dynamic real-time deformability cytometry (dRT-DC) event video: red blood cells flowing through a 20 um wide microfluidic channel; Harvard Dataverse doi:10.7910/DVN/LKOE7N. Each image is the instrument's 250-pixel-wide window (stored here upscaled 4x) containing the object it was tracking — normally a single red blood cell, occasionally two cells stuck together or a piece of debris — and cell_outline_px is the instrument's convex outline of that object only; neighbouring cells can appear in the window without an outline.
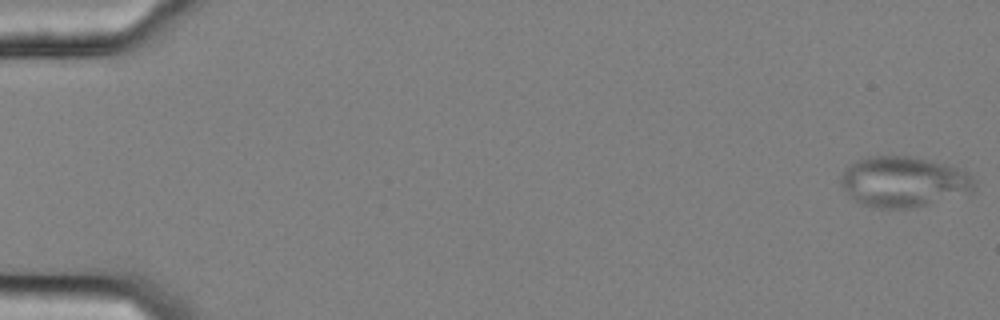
{"species": "common noctule bat (a hibernating species)", "species_latin": "Nyctalus noctula", "temperature_condition": "cold", "stored_images_in_passage": 57, "camera_frame_rate_fps": 3000, "um_per_image_px": 0.085, "animal": {"sex": "female", "body_mass_g": 25.1}, "frame": {"image": 1, "passage_image": 1, "time_ms": 0.0, "image_size_px": [1000, 320], "cell_outline_px": [[976, 180], [972, 192], [928, 204], [912, 208], [876, 208], [864, 204], [856, 200], [840, 184], [840, 180], [844, 172], [860, 156], [908, 156], [944, 164], [968, 172]], "centroid_in_image_um": [76.82, 15.44], "position_along_channel_um": 8.2, "area_um2": 38.9}}
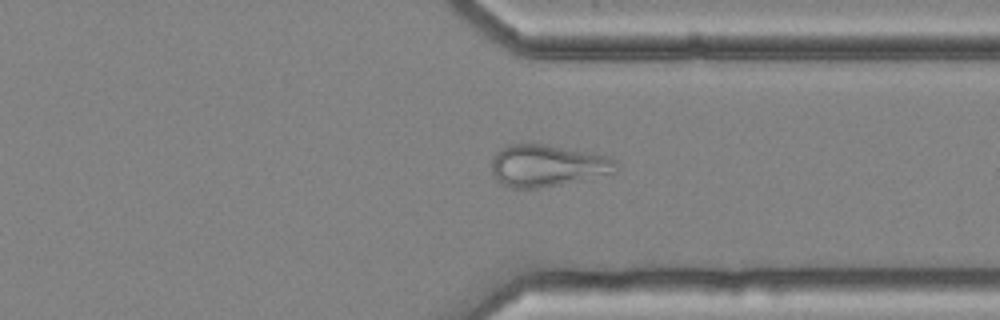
{"frame": {"image": 2, "passage_image": 44, "time_ms": 14.333, "image_size_px": [1000, 320], "cell_outline_px": [[620, 168], [616, 172], [560, 184], [540, 188], [512, 188], [500, 184], [492, 176], [492, 156], [500, 148], [508, 144], [544, 144], [608, 156], [616, 160], [620, 164]], "centroid_in_image_um": [46.49, 14.08], "position_along_channel_um": 364.9, "area_um2": 30.52}}
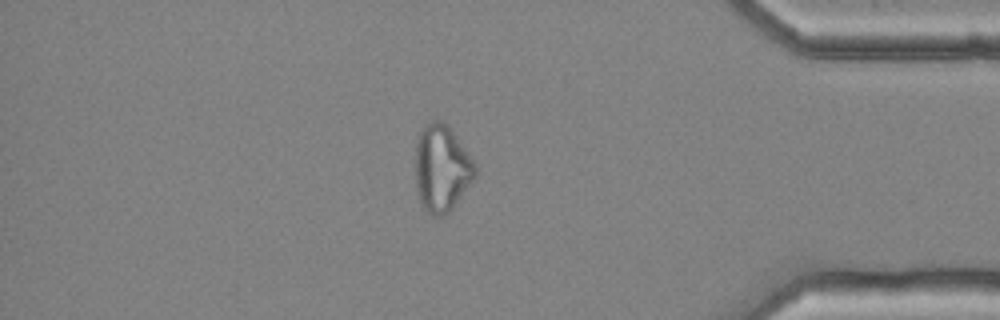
{"frame": {"image": 3, "passage_image": 49, "time_ms": 16.0, "image_size_px": [1000, 320], "cell_outline_px": [[480, 168], [476, 176], [452, 208], [444, 216], [432, 216], [424, 212], [416, 188], [416, 144], [420, 132], [424, 124], [432, 120], [440, 120], [456, 136]], "centroid_in_image_um": [37.56, 14.33], "position_along_channel_um": 397.6, "area_um2": 30.35}}